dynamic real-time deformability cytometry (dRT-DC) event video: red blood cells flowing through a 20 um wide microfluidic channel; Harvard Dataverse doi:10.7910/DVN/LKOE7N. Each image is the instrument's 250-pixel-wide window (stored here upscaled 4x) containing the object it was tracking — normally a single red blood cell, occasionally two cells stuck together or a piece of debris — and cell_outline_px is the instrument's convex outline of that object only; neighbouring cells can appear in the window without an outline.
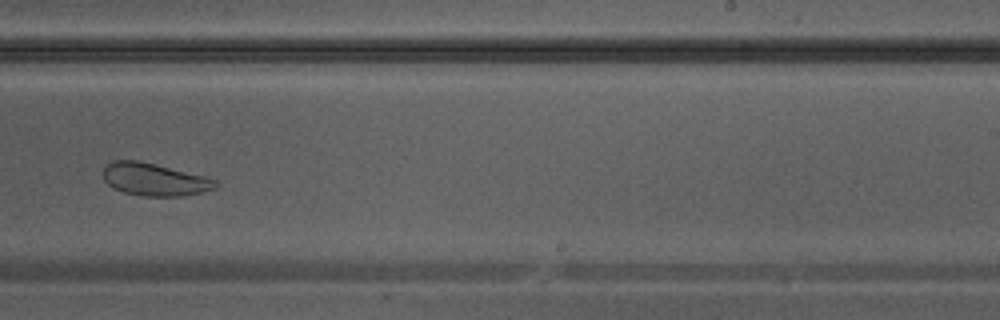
{"species": "Egyptian fruit bat (a non-hibernating species)", "species_latin": "Rousettus aegyptiacus", "temperature_condition": "warm", "stored_images_in_passage": 36, "camera_frame_rate_fps": 3000, "um_per_image_px": 0.085, "animal": {"sex": "male"}, "frame": {"image": 1, "passage_image": 21, "time_ms": 6.667, "image_size_px": [1000, 320], "cell_outline_px": [[220, 184], [216, 188], [184, 196], [144, 196], [124, 192], [108, 184], [104, 180], [104, 168], [112, 160], [136, 160], [156, 164], [204, 176], [216, 180]], "centroid_in_image_um": [13.15, 15.25], "position_along_channel_um": 275.8, "area_um2": 21.15}}